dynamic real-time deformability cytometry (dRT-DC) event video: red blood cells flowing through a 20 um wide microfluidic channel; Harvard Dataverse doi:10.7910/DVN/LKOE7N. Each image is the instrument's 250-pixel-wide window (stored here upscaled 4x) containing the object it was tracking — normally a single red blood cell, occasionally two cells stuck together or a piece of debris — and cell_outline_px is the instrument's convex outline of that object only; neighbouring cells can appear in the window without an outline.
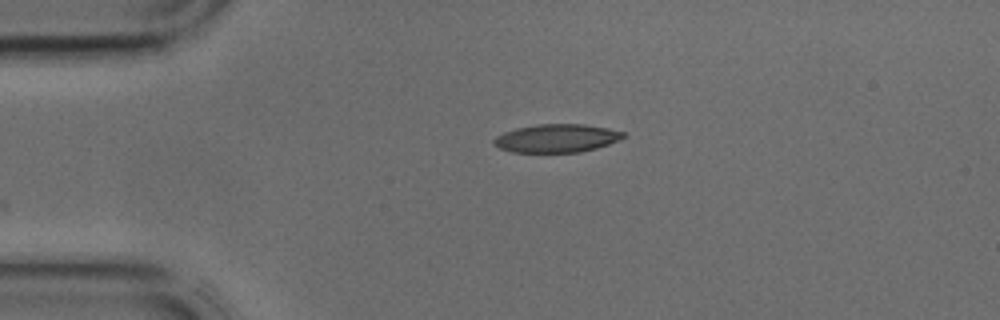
{"species": "common noctule bat (a hibernating species)", "species_latin": "Nyctalus noctula", "temperature_condition": "cold", "stored_images_in_passage": 32, "camera_frame_rate_fps": 3000, "um_per_image_px": 0.085, "animal": {"sex": "male", "body_mass_g": 17.9, "forearm_length_mm": 54.2}, "frame": {"image": 1, "passage_image": 1, "time_ms": 0.0, "image_size_px": [1000, 320], "cell_outline_px": [[624, 136], [620, 140], [596, 148], [580, 152], [512, 152], [500, 148], [492, 144], [492, 140], [496, 136], [504, 132], [516, 128], [536, 124], [584, 124], [608, 128], [624, 132]], "centroid_in_image_um": [47.29, 11.75], "position_along_channel_um": 37.7, "area_um2": 21.33}}
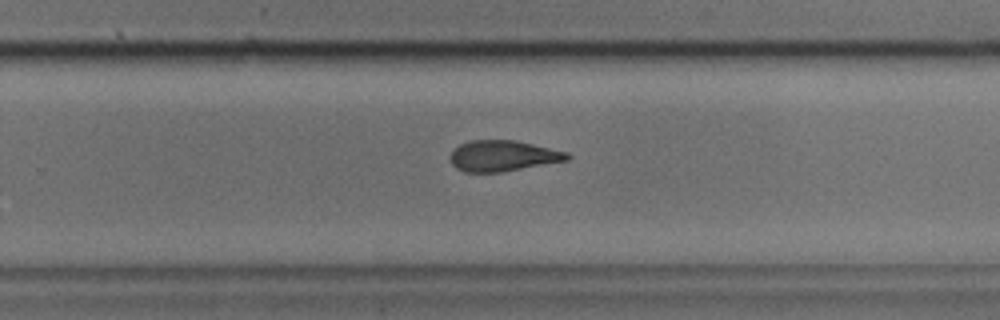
{"frame": {"image": 2, "passage_image": 19, "time_ms": 6.0, "image_size_px": [1000, 320], "cell_outline_px": [[572, 156], [568, 160], [500, 172], [464, 172], [456, 168], [452, 164], [448, 156], [460, 144], [468, 140], [516, 140], [568, 152]], "centroid_in_image_um": [42.73, 13.24], "position_along_channel_um": 287.1, "area_um2": 21.04}}
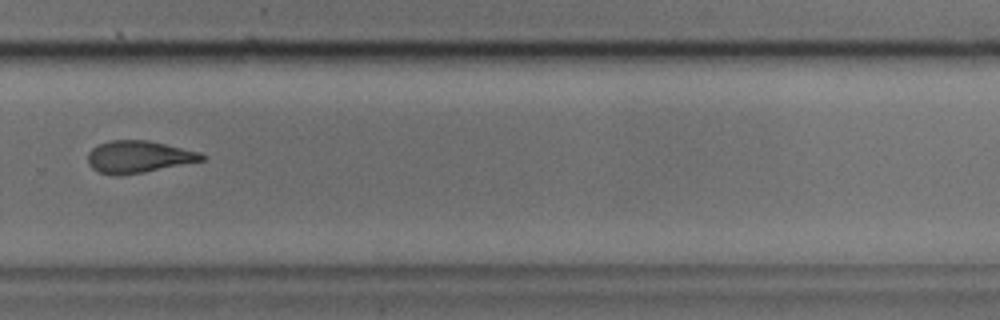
{"frame": {"image": 3, "passage_image": 21, "time_ms": 6.667, "image_size_px": [1000, 320], "cell_outline_px": [[208, 156], [204, 160], [144, 172], [116, 176], [100, 172], [92, 168], [88, 164], [88, 152], [92, 148], [100, 144], [112, 140], [148, 140], [200, 152]], "centroid_in_image_um": [11.78, 13.33], "position_along_channel_um": 318.0, "area_um2": 21.21}}